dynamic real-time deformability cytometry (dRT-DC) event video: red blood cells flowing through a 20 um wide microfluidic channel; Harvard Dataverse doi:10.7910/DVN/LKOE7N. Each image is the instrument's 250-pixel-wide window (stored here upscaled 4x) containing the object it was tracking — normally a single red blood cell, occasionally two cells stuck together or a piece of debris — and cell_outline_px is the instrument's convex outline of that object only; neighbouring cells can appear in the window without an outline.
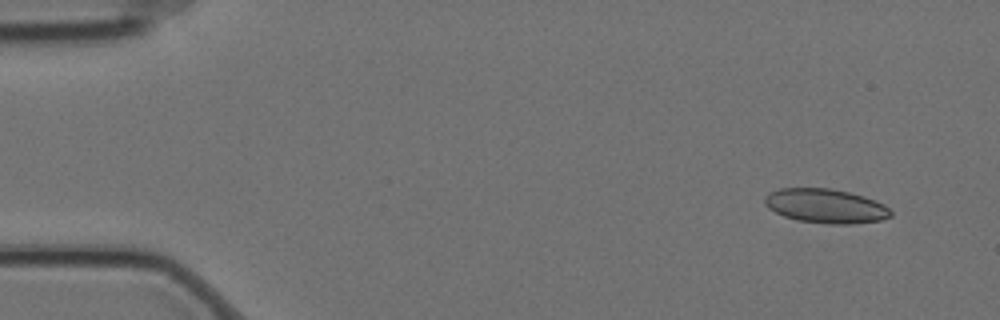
{"species": "Egyptian fruit bat (a non-hibernating species)", "species_latin": "Rousettus aegyptiacus", "temperature_condition": "cold", "stored_images_in_passage": 6, "camera_frame_rate_fps": 3000, "um_per_image_px": 0.085, "animal": {"sex": "female"}, "frame": {"image": 1, "passage_image": 2, "time_ms": 0.333, "image_size_px": [1000, 320], "cell_outline_px": [[892, 216], [880, 220], [852, 224], [832, 224], [796, 220], [784, 216], [768, 208], [764, 204], [764, 196], [768, 192], [780, 188], [832, 188], [864, 196], [876, 200], [884, 204], [892, 212]], "centroid_in_image_um": [70.17, 17.5], "position_along_channel_um": 14.8, "area_um2": 25.32}}
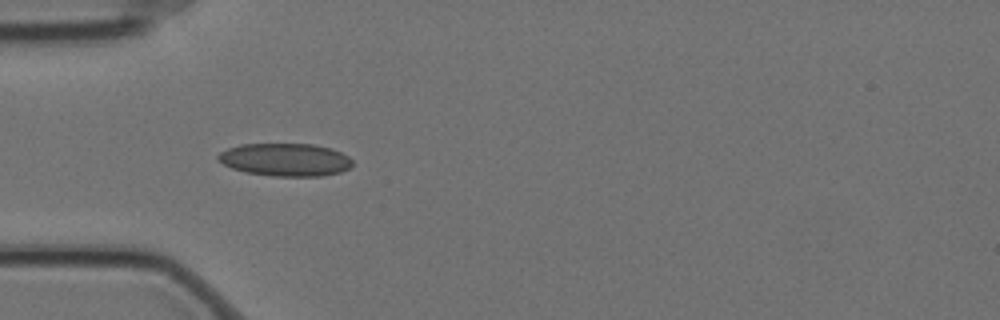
{"frame": {"image": 2, "passage_image": 5, "time_ms": 1.333, "image_size_px": [1000, 320], "cell_outline_px": [[352, 164], [348, 168], [340, 172], [324, 176], [272, 176], [244, 172], [232, 168], [216, 160], [216, 156], [220, 152], [228, 148], [240, 144], [312, 144], [332, 148], [348, 156], [352, 160]], "centroid_in_image_um": [24.23, 13.57], "position_along_channel_um": 60.8, "area_um2": 25.84}}
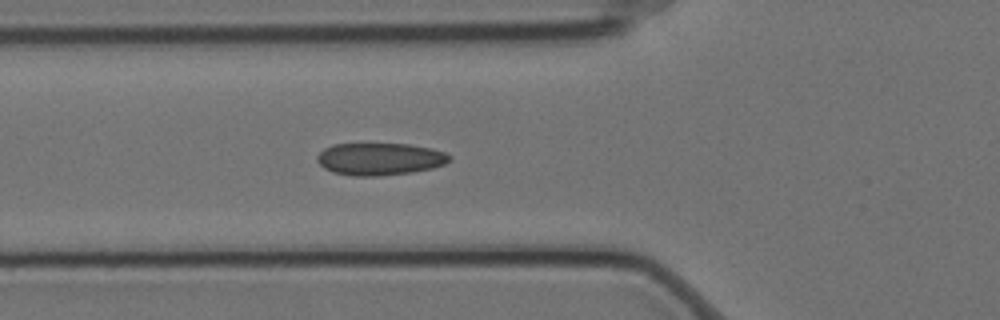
{"frame": {"image": 3, "passage_image": 6, "time_ms": 1.667, "image_size_px": [1000, 320], "cell_outline_px": [[452, 160], [444, 164], [432, 168], [412, 172], [380, 176], [352, 176], [332, 172], [324, 168], [316, 160], [316, 156], [324, 148], [332, 144], [408, 144], [432, 148], [444, 152], [452, 156]], "centroid_in_image_um": [32.28, 13.52], "position_along_channel_um": 93.5, "area_um2": 25.09}}